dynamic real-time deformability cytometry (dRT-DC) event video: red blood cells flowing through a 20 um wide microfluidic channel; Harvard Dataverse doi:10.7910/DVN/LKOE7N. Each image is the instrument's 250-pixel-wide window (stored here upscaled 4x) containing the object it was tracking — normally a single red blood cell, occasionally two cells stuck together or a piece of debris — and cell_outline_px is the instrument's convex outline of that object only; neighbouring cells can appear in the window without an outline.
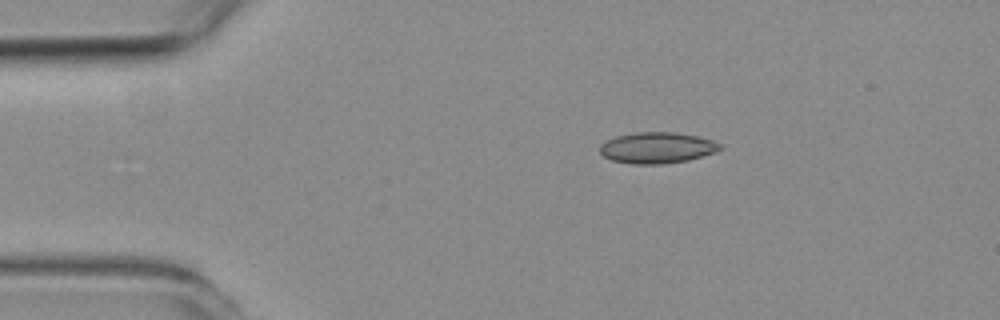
{"species": "common noctule bat (a hibernating species)", "species_latin": "Nyctalus noctula", "temperature_condition": "room temperature", "stored_images_in_passage": 41, "camera_frame_rate_fps": 3000, "um_per_image_px": 0.085, "animal": {"sex": "female", "body_mass_g": 19.3, "forearm_length_mm": 54.1}, "frame": {"image": 1, "passage_image": 1, "time_ms": 0.0, "image_size_px": [1000, 320], "cell_outline_px": [[720, 148], [712, 152], [688, 160], [664, 164], [632, 164], [612, 160], [604, 156], [600, 152], [600, 144], [616, 136], [636, 132], [676, 132], [696, 136], [712, 140], [720, 144]], "centroid_in_image_um": [55.8, 12.56], "position_along_channel_um": 29.2, "area_um2": 21.5}}
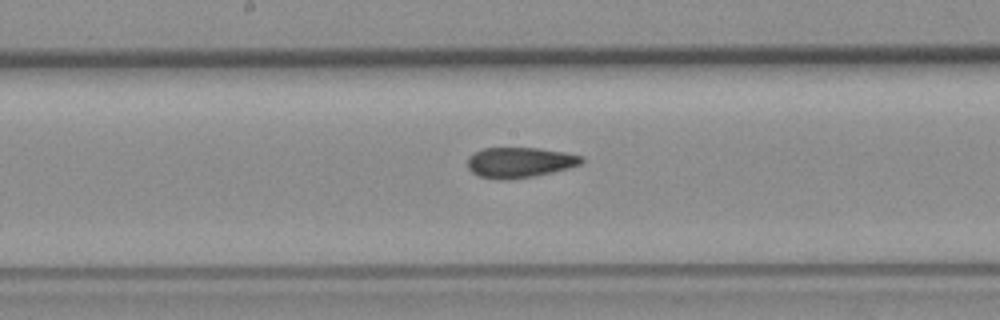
{"frame": {"image": 2, "passage_image": 19, "time_ms": 6.0, "image_size_px": [1000, 320], "cell_outline_px": [[584, 160], [580, 164], [568, 168], [552, 172], [532, 176], [508, 180], [500, 180], [480, 176], [472, 172], [468, 168], [468, 156], [484, 148], [536, 148], [564, 152], [584, 156]], "centroid_in_image_um": [44.17, 13.8], "position_along_channel_um": 204.0, "area_um2": 20.06}}
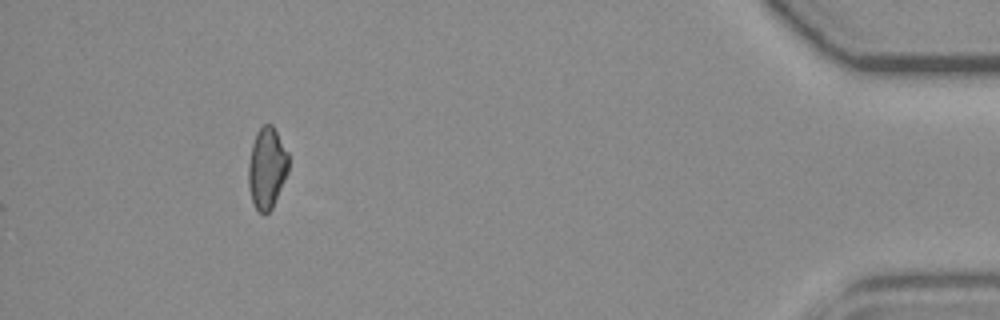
{"frame": {"image": 3, "passage_image": 41, "time_ms": 13.333, "image_size_px": [1000, 320], "cell_outline_px": [[288, 172], [272, 208], [264, 216], [252, 204], [248, 184], [248, 164], [252, 144], [256, 132], [264, 124], [272, 124], [288, 152]], "centroid_in_image_um": [22.67, 14.29], "position_along_channel_um": 412.5, "area_um2": 19.07}, "authors_computed_cell_mechanics": {"area_um2": 20.1722, "velocity_mm_per_s": 3.7692, "shape_relaxation_time_tau1_ms": null, "shape_relaxation_time_tau2_ms": 3.1483, "deformation_change_tau1": null, "deformation_change_tau2": 0.0991}}